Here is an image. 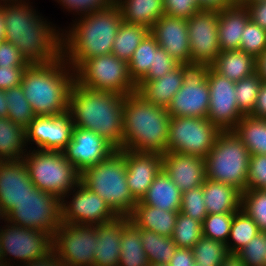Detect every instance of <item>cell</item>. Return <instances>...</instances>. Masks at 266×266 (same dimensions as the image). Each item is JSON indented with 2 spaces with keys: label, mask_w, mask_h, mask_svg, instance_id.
Masks as SVG:
<instances>
[{
  "label": "cell",
  "mask_w": 266,
  "mask_h": 266,
  "mask_svg": "<svg viewBox=\"0 0 266 266\" xmlns=\"http://www.w3.org/2000/svg\"><path fill=\"white\" fill-rule=\"evenodd\" d=\"M240 50L257 59L266 50V30L249 20L241 35Z\"/></svg>",
  "instance_id": "45"
},
{
  "label": "cell",
  "mask_w": 266,
  "mask_h": 266,
  "mask_svg": "<svg viewBox=\"0 0 266 266\" xmlns=\"http://www.w3.org/2000/svg\"><path fill=\"white\" fill-rule=\"evenodd\" d=\"M179 64L163 49L159 48L155 53L154 65H150L148 73L141 80H155L171 72Z\"/></svg>",
  "instance_id": "49"
},
{
  "label": "cell",
  "mask_w": 266,
  "mask_h": 266,
  "mask_svg": "<svg viewBox=\"0 0 266 266\" xmlns=\"http://www.w3.org/2000/svg\"><path fill=\"white\" fill-rule=\"evenodd\" d=\"M210 104L207 119L220 130H233L244 114L235 96V82L223 77L210 67L207 75Z\"/></svg>",
  "instance_id": "17"
},
{
  "label": "cell",
  "mask_w": 266,
  "mask_h": 266,
  "mask_svg": "<svg viewBox=\"0 0 266 266\" xmlns=\"http://www.w3.org/2000/svg\"><path fill=\"white\" fill-rule=\"evenodd\" d=\"M162 170L182 193L202 186L206 180L205 158L198 156L166 152L162 155Z\"/></svg>",
  "instance_id": "22"
},
{
  "label": "cell",
  "mask_w": 266,
  "mask_h": 266,
  "mask_svg": "<svg viewBox=\"0 0 266 266\" xmlns=\"http://www.w3.org/2000/svg\"><path fill=\"white\" fill-rule=\"evenodd\" d=\"M3 1V4H6L8 2H16V1H19V0H0V5L2 4L1 2ZM7 1V2H6Z\"/></svg>",
  "instance_id": "67"
},
{
  "label": "cell",
  "mask_w": 266,
  "mask_h": 266,
  "mask_svg": "<svg viewBox=\"0 0 266 266\" xmlns=\"http://www.w3.org/2000/svg\"><path fill=\"white\" fill-rule=\"evenodd\" d=\"M69 113L36 116L25 129L26 144L30 141L42 151H63L72 139L74 129Z\"/></svg>",
  "instance_id": "19"
},
{
  "label": "cell",
  "mask_w": 266,
  "mask_h": 266,
  "mask_svg": "<svg viewBox=\"0 0 266 266\" xmlns=\"http://www.w3.org/2000/svg\"><path fill=\"white\" fill-rule=\"evenodd\" d=\"M14 225L36 229L52 237L61 218V199L40 189L29 190L8 214L7 220Z\"/></svg>",
  "instance_id": "11"
},
{
  "label": "cell",
  "mask_w": 266,
  "mask_h": 266,
  "mask_svg": "<svg viewBox=\"0 0 266 266\" xmlns=\"http://www.w3.org/2000/svg\"><path fill=\"white\" fill-rule=\"evenodd\" d=\"M195 263L192 249L178 248L168 266H193Z\"/></svg>",
  "instance_id": "55"
},
{
  "label": "cell",
  "mask_w": 266,
  "mask_h": 266,
  "mask_svg": "<svg viewBox=\"0 0 266 266\" xmlns=\"http://www.w3.org/2000/svg\"><path fill=\"white\" fill-rule=\"evenodd\" d=\"M117 149L104 137L81 127H74L72 139L62 151L80 172L108 159Z\"/></svg>",
  "instance_id": "18"
},
{
  "label": "cell",
  "mask_w": 266,
  "mask_h": 266,
  "mask_svg": "<svg viewBox=\"0 0 266 266\" xmlns=\"http://www.w3.org/2000/svg\"><path fill=\"white\" fill-rule=\"evenodd\" d=\"M192 251L195 263L200 266H220L229 255L225 243L204 236L196 242Z\"/></svg>",
  "instance_id": "40"
},
{
  "label": "cell",
  "mask_w": 266,
  "mask_h": 266,
  "mask_svg": "<svg viewBox=\"0 0 266 266\" xmlns=\"http://www.w3.org/2000/svg\"><path fill=\"white\" fill-rule=\"evenodd\" d=\"M233 130L241 138L250 155H266V119L244 115Z\"/></svg>",
  "instance_id": "34"
},
{
  "label": "cell",
  "mask_w": 266,
  "mask_h": 266,
  "mask_svg": "<svg viewBox=\"0 0 266 266\" xmlns=\"http://www.w3.org/2000/svg\"><path fill=\"white\" fill-rule=\"evenodd\" d=\"M244 5L249 12L250 20L266 30V1L246 2Z\"/></svg>",
  "instance_id": "54"
},
{
  "label": "cell",
  "mask_w": 266,
  "mask_h": 266,
  "mask_svg": "<svg viewBox=\"0 0 266 266\" xmlns=\"http://www.w3.org/2000/svg\"><path fill=\"white\" fill-rule=\"evenodd\" d=\"M203 236L202 222L178 212L172 240L178 248L192 249Z\"/></svg>",
  "instance_id": "41"
},
{
  "label": "cell",
  "mask_w": 266,
  "mask_h": 266,
  "mask_svg": "<svg viewBox=\"0 0 266 266\" xmlns=\"http://www.w3.org/2000/svg\"><path fill=\"white\" fill-rule=\"evenodd\" d=\"M68 11L74 10L81 13L80 16H85L94 11L103 10L115 4V0H57Z\"/></svg>",
  "instance_id": "51"
},
{
  "label": "cell",
  "mask_w": 266,
  "mask_h": 266,
  "mask_svg": "<svg viewBox=\"0 0 266 266\" xmlns=\"http://www.w3.org/2000/svg\"><path fill=\"white\" fill-rule=\"evenodd\" d=\"M26 68L0 66V89L7 90L19 86Z\"/></svg>",
  "instance_id": "53"
},
{
  "label": "cell",
  "mask_w": 266,
  "mask_h": 266,
  "mask_svg": "<svg viewBox=\"0 0 266 266\" xmlns=\"http://www.w3.org/2000/svg\"><path fill=\"white\" fill-rule=\"evenodd\" d=\"M25 146V129L10 118L0 117V161L23 160L27 152Z\"/></svg>",
  "instance_id": "32"
},
{
  "label": "cell",
  "mask_w": 266,
  "mask_h": 266,
  "mask_svg": "<svg viewBox=\"0 0 266 266\" xmlns=\"http://www.w3.org/2000/svg\"><path fill=\"white\" fill-rule=\"evenodd\" d=\"M125 96L92 90L74 82L68 113L75 127L97 133L117 150L123 149V112Z\"/></svg>",
  "instance_id": "2"
},
{
  "label": "cell",
  "mask_w": 266,
  "mask_h": 266,
  "mask_svg": "<svg viewBox=\"0 0 266 266\" xmlns=\"http://www.w3.org/2000/svg\"><path fill=\"white\" fill-rule=\"evenodd\" d=\"M250 152L234 130H221L205 157L206 178L229 184L241 193L247 189Z\"/></svg>",
  "instance_id": "7"
},
{
  "label": "cell",
  "mask_w": 266,
  "mask_h": 266,
  "mask_svg": "<svg viewBox=\"0 0 266 266\" xmlns=\"http://www.w3.org/2000/svg\"><path fill=\"white\" fill-rule=\"evenodd\" d=\"M249 116L258 119H266V82L263 81L256 99L253 111Z\"/></svg>",
  "instance_id": "56"
},
{
  "label": "cell",
  "mask_w": 266,
  "mask_h": 266,
  "mask_svg": "<svg viewBox=\"0 0 266 266\" xmlns=\"http://www.w3.org/2000/svg\"><path fill=\"white\" fill-rule=\"evenodd\" d=\"M75 82L92 90L114 92L126 96L136 92L128 62L114 54L84 60L75 70Z\"/></svg>",
  "instance_id": "9"
},
{
  "label": "cell",
  "mask_w": 266,
  "mask_h": 266,
  "mask_svg": "<svg viewBox=\"0 0 266 266\" xmlns=\"http://www.w3.org/2000/svg\"><path fill=\"white\" fill-rule=\"evenodd\" d=\"M259 232V228L254 220L239 209L234 214L228 242L226 244L229 254H236L246 246L253 237L259 234ZM229 239L233 242L231 240L229 242Z\"/></svg>",
  "instance_id": "38"
},
{
  "label": "cell",
  "mask_w": 266,
  "mask_h": 266,
  "mask_svg": "<svg viewBox=\"0 0 266 266\" xmlns=\"http://www.w3.org/2000/svg\"><path fill=\"white\" fill-rule=\"evenodd\" d=\"M170 118L166 108L146 101L137 92L126 95L123 149L164 155L167 152Z\"/></svg>",
  "instance_id": "5"
},
{
  "label": "cell",
  "mask_w": 266,
  "mask_h": 266,
  "mask_svg": "<svg viewBox=\"0 0 266 266\" xmlns=\"http://www.w3.org/2000/svg\"><path fill=\"white\" fill-rule=\"evenodd\" d=\"M149 266H168V264H161V263H150Z\"/></svg>",
  "instance_id": "66"
},
{
  "label": "cell",
  "mask_w": 266,
  "mask_h": 266,
  "mask_svg": "<svg viewBox=\"0 0 266 266\" xmlns=\"http://www.w3.org/2000/svg\"><path fill=\"white\" fill-rule=\"evenodd\" d=\"M20 266H66L52 250L48 255Z\"/></svg>",
  "instance_id": "57"
},
{
  "label": "cell",
  "mask_w": 266,
  "mask_h": 266,
  "mask_svg": "<svg viewBox=\"0 0 266 266\" xmlns=\"http://www.w3.org/2000/svg\"><path fill=\"white\" fill-rule=\"evenodd\" d=\"M126 159V179L133 198L139 202L162 171V155L118 149Z\"/></svg>",
  "instance_id": "20"
},
{
  "label": "cell",
  "mask_w": 266,
  "mask_h": 266,
  "mask_svg": "<svg viewBox=\"0 0 266 266\" xmlns=\"http://www.w3.org/2000/svg\"><path fill=\"white\" fill-rule=\"evenodd\" d=\"M160 47L155 38L149 33L134 51L128 61V70L131 80L137 84L154 65L155 53Z\"/></svg>",
  "instance_id": "37"
},
{
  "label": "cell",
  "mask_w": 266,
  "mask_h": 266,
  "mask_svg": "<svg viewBox=\"0 0 266 266\" xmlns=\"http://www.w3.org/2000/svg\"><path fill=\"white\" fill-rule=\"evenodd\" d=\"M150 33L144 26L122 22L114 39L111 53L127 62L143 39Z\"/></svg>",
  "instance_id": "35"
},
{
  "label": "cell",
  "mask_w": 266,
  "mask_h": 266,
  "mask_svg": "<svg viewBox=\"0 0 266 266\" xmlns=\"http://www.w3.org/2000/svg\"><path fill=\"white\" fill-rule=\"evenodd\" d=\"M80 182L98 194L118 215L128 217L137 201L126 179V159L117 150L103 162L85 169Z\"/></svg>",
  "instance_id": "6"
},
{
  "label": "cell",
  "mask_w": 266,
  "mask_h": 266,
  "mask_svg": "<svg viewBox=\"0 0 266 266\" xmlns=\"http://www.w3.org/2000/svg\"><path fill=\"white\" fill-rule=\"evenodd\" d=\"M208 214L236 213L241 205V192L229 184L206 178L202 185Z\"/></svg>",
  "instance_id": "28"
},
{
  "label": "cell",
  "mask_w": 266,
  "mask_h": 266,
  "mask_svg": "<svg viewBox=\"0 0 266 266\" xmlns=\"http://www.w3.org/2000/svg\"><path fill=\"white\" fill-rule=\"evenodd\" d=\"M5 39V23L2 15V9L0 8V41Z\"/></svg>",
  "instance_id": "62"
},
{
  "label": "cell",
  "mask_w": 266,
  "mask_h": 266,
  "mask_svg": "<svg viewBox=\"0 0 266 266\" xmlns=\"http://www.w3.org/2000/svg\"><path fill=\"white\" fill-rule=\"evenodd\" d=\"M233 5L235 4H245L246 0H229Z\"/></svg>",
  "instance_id": "64"
},
{
  "label": "cell",
  "mask_w": 266,
  "mask_h": 266,
  "mask_svg": "<svg viewBox=\"0 0 266 266\" xmlns=\"http://www.w3.org/2000/svg\"><path fill=\"white\" fill-rule=\"evenodd\" d=\"M234 214H208L202 222L203 236L227 244Z\"/></svg>",
  "instance_id": "44"
},
{
  "label": "cell",
  "mask_w": 266,
  "mask_h": 266,
  "mask_svg": "<svg viewBox=\"0 0 266 266\" xmlns=\"http://www.w3.org/2000/svg\"><path fill=\"white\" fill-rule=\"evenodd\" d=\"M231 5L229 0H200V9L222 10Z\"/></svg>",
  "instance_id": "58"
},
{
  "label": "cell",
  "mask_w": 266,
  "mask_h": 266,
  "mask_svg": "<svg viewBox=\"0 0 266 266\" xmlns=\"http://www.w3.org/2000/svg\"><path fill=\"white\" fill-rule=\"evenodd\" d=\"M183 85L181 64L163 77L155 80H140L136 84V92L146 101L163 108L170 105L174 95Z\"/></svg>",
  "instance_id": "26"
},
{
  "label": "cell",
  "mask_w": 266,
  "mask_h": 266,
  "mask_svg": "<svg viewBox=\"0 0 266 266\" xmlns=\"http://www.w3.org/2000/svg\"><path fill=\"white\" fill-rule=\"evenodd\" d=\"M220 266H246L236 254H229Z\"/></svg>",
  "instance_id": "60"
},
{
  "label": "cell",
  "mask_w": 266,
  "mask_h": 266,
  "mask_svg": "<svg viewBox=\"0 0 266 266\" xmlns=\"http://www.w3.org/2000/svg\"><path fill=\"white\" fill-rule=\"evenodd\" d=\"M0 229L2 266H13L6 257L13 256L24 264L48 255L52 250V236L36 229L24 228L7 221ZM10 223V224H9ZM9 254V255H8Z\"/></svg>",
  "instance_id": "14"
},
{
  "label": "cell",
  "mask_w": 266,
  "mask_h": 266,
  "mask_svg": "<svg viewBox=\"0 0 266 266\" xmlns=\"http://www.w3.org/2000/svg\"><path fill=\"white\" fill-rule=\"evenodd\" d=\"M126 23L141 25L149 30L164 14V0H115Z\"/></svg>",
  "instance_id": "30"
},
{
  "label": "cell",
  "mask_w": 266,
  "mask_h": 266,
  "mask_svg": "<svg viewBox=\"0 0 266 266\" xmlns=\"http://www.w3.org/2000/svg\"><path fill=\"white\" fill-rule=\"evenodd\" d=\"M74 82V70L61 58L49 64H29L20 85L36 116H54L68 113Z\"/></svg>",
  "instance_id": "4"
},
{
  "label": "cell",
  "mask_w": 266,
  "mask_h": 266,
  "mask_svg": "<svg viewBox=\"0 0 266 266\" xmlns=\"http://www.w3.org/2000/svg\"><path fill=\"white\" fill-rule=\"evenodd\" d=\"M240 209L254 220L260 232H266V190L246 189L241 193Z\"/></svg>",
  "instance_id": "42"
},
{
  "label": "cell",
  "mask_w": 266,
  "mask_h": 266,
  "mask_svg": "<svg viewBox=\"0 0 266 266\" xmlns=\"http://www.w3.org/2000/svg\"><path fill=\"white\" fill-rule=\"evenodd\" d=\"M35 189L23 160L0 161V204L6 215Z\"/></svg>",
  "instance_id": "23"
},
{
  "label": "cell",
  "mask_w": 266,
  "mask_h": 266,
  "mask_svg": "<svg viewBox=\"0 0 266 266\" xmlns=\"http://www.w3.org/2000/svg\"><path fill=\"white\" fill-rule=\"evenodd\" d=\"M182 192L162 170L153 180L145 196L139 201L165 211H180Z\"/></svg>",
  "instance_id": "29"
},
{
  "label": "cell",
  "mask_w": 266,
  "mask_h": 266,
  "mask_svg": "<svg viewBox=\"0 0 266 266\" xmlns=\"http://www.w3.org/2000/svg\"><path fill=\"white\" fill-rule=\"evenodd\" d=\"M0 117L8 118V105L5 97V90L0 89Z\"/></svg>",
  "instance_id": "61"
},
{
  "label": "cell",
  "mask_w": 266,
  "mask_h": 266,
  "mask_svg": "<svg viewBox=\"0 0 266 266\" xmlns=\"http://www.w3.org/2000/svg\"><path fill=\"white\" fill-rule=\"evenodd\" d=\"M258 75L266 82V50L256 59Z\"/></svg>",
  "instance_id": "59"
},
{
  "label": "cell",
  "mask_w": 266,
  "mask_h": 266,
  "mask_svg": "<svg viewBox=\"0 0 266 266\" xmlns=\"http://www.w3.org/2000/svg\"><path fill=\"white\" fill-rule=\"evenodd\" d=\"M29 63L12 43L2 41L0 45V66L27 67Z\"/></svg>",
  "instance_id": "52"
},
{
  "label": "cell",
  "mask_w": 266,
  "mask_h": 266,
  "mask_svg": "<svg viewBox=\"0 0 266 266\" xmlns=\"http://www.w3.org/2000/svg\"><path fill=\"white\" fill-rule=\"evenodd\" d=\"M122 22L121 11L116 4L81 16L77 24L74 23L69 31L62 34L65 62L75 70L84 60L111 54Z\"/></svg>",
  "instance_id": "3"
},
{
  "label": "cell",
  "mask_w": 266,
  "mask_h": 266,
  "mask_svg": "<svg viewBox=\"0 0 266 266\" xmlns=\"http://www.w3.org/2000/svg\"><path fill=\"white\" fill-rule=\"evenodd\" d=\"M179 211H165L137 202L132 213L128 216L130 221L139 229H145L162 236L172 237Z\"/></svg>",
  "instance_id": "27"
},
{
  "label": "cell",
  "mask_w": 266,
  "mask_h": 266,
  "mask_svg": "<svg viewBox=\"0 0 266 266\" xmlns=\"http://www.w3.org/2000/svg\"><path fill=\"white\" fill-rule=\"evenodd\" d=\"M52 246L66 266H93L97 246L96 225L61 223L52 237Z\"/></svg>",
  "instance_id": "13"
},
{
  "label": "cell",
  "mask_w": 266,
  "mask_h": 266,
  "mask_svg": "<svg viewBox=\"0 0 266 266\" xmlns=\"http://www.w3.org/2000/svg\"><path fill=\"white\" fill-rule=\"evenodd\" d=\"M160 48L178 64L190 63L187 19L163 15L150 29Z\"/></svg>",
  "instance_id": "21"
},
{
  "label": "cell",
  "mask_w": 266,
  "mask_h": 266,
  "mask_svg": "<svg viewBox=\"0 0 266 266\" xmlns=\"http://www.w3.org/2000/svg\"><path fill=\"white\" fill-rule=\"evenodd\" d=\"M0 219H3L4 222H6V220H7V215H6L5 211L3 210L1 204H0Z\"/></svg>",
  "instance_id": "63"
},
{
  "label": "cell",
  "mask_w": 266,
  "mask_h": 266,
  "mask_svg": "<svg viewBox=\"0 0 266 266\" xmlns=\"http://www.w3.org/2000/svg\"><path fill=\"white\" fill-rule=\"evenodd\" d=\"M262 82L263 79L257 72L235 82L234 94L238 108L244 115H249L253 111Z\"/></svg>",
  "instance_id": "43"
},
{
  "label": "cell",
  "mask_w": 266,
  "mask_h": 266,
  "mask_svg": "<svg viewBox=\"0 0 266 266\" xmlns=\"http://www.w3.org/2000/svg\"><path fill=\"white\" fill-rule=\"evenodd\" d=\"M218 15L219 10L200 9L187 19L190 62L211 66L216 61L220 53Z\"/></svg>",
  "instance_id": "16"
},
{
  "label": "cell",
  "mask_w": 266,
  "mask_h": 266,
  "mask_svg": "<svg viewBox=\"0 0 266 266\" xmlns=\"http://www.w3.org/2000/svg\"><path fill=\"white\" fill-rule=\"evenodd\" d=\"M118 266H149L141 243V232L131 221L123 228Z\"/></svg>",
  "instance_id": "33"
},
{
  "label": "cell",
  "mask_w": 266,
  "mask_h": 266,
  "mask_svg": "<svg viewBox=\"0 0 266 266\" xmlns=\"http://www.w3.org/2000/svg\"><path fill=\"white\" fill-rule=\"evenodd\" d=\"M72 190L74 194L71 201L61 199L63 224L99 225L119 217L105 200L81 182Z\"/></svg>",
  "instance_id": "15"
},
{
  "label": "cell",
  "mask_w": 266,
  "mask_h": 266,
  "mask_svg": "<svg viewBox=\"0 0 266 266\" xmlns=\"http://www.w3.org/2000/svg\"><path fill=\"white\" fill-rule=\"evenodd\" d=\"M249 20V12L244 4H235L219 10L220 52L240 49L241 35Z\"/></svg>",
  "instance_id": "25"
},
{
  "label": "cell",
  "mask_w": 266,
  "mask_h": 266,
  "mask_svg": "<svg viewBox=\"0 0 266 266\" xmlns=\"http://www.w3.org/2000/svg\"><path fill=\"white\" fill-rule=\"evenodd\" d=\"M5 97L8 105V118L16 125L26 129L36 115L27 101L21 85L5 90Z\"/></svg>",
  "instance_id": "39"
},
{
  "label": "cell",
  "mask_w": 266,
  "mask_h": 266,
  "mask_svg": "<svg viewBox=\"0 0 266 266\" xmlns=\"http://www.w3.org/2000/svg\"><path fill=\"white\" fill-rule=\"evenodd\" d=\"M236 255L246 266H266V232H259Z\"/></svg>",
  "instance_id": "46"
},
{
  "label": "cell",
  "mask_w": 266,
  "mask_h": 266,
  "mask_svg": "<svg viewBox=\"0 0 266 266\" xmlns=\"http://www.w3.org/2000/svg\"><path fill=\"white\" fill-rule=\"evenodd\" d=\"M181 213L203 222L208 215L202 186L184 191L181 198Z\"/></svg>",
  "instance_id": "47"
},
{
  "label": "cell",
  "mask_w": 266,
  "mask_h": 266,
  "mask_svg": "<svg viewBox=\"0 0 266 266\" xmlns=\"http://www.w3.org/2000/svg\"><path fill=\"white\" fill-rule=\"evenodd\" d=\"M142 247L149 263L168 264L177 249L172 237L140 229Z\"/></svg>",
  "instance_id": "36"
},
{
  "label": "cell",
  "mask_w": 266,
  "mask_h": 266,
  "mask_svg": "<svg viewBox=\"0 0 266 266\" xmlns=\"http://www.w3.org/2000/svg\"><path fill=\"white\" fill-rule=\"evenodd\" d=\"M24 1L0 5L5 23L4 41L16 46L29 64H49L63 58L64 32L50 26Z\"/></svg>",
  "instance_id": "1"
},
{
  "label": "cell",
  "mask_w": 266,
  "mask_h": 266,
  "mask_svg": "<svg viewBox=\"0 0 266 266\" xmlns=\"http://www.w3.org/2000/svg\"><path fill=\"white\" fill-rule=\"evenodd\" d=\"M23 162L35 187L60 199L70 196L72 189L80 183L81 173L61 151L29 150Z\"/></svg>",
  "instance_id": "8"
},
{
  "label": "cell",
  "mask_w": 266,
  "mask_h": 266,
  "mask_svg": "<svg viewBox=\"0 0 266 266\" xmlns=\"http://www.w3.org/2000/svg\"><path fill=\"white\" fill-rule=\"evenodd\" d=\"M211 67L234 82L257 72L256 58L240 49L220 52Z\"/></svg>",
  "instance_id": "31"
},
{
  "label": "cell",
  "mask_w": 266,
  "mask_h": 266,
  "mask_svg": "<svg viewBox=\"0 0 266 266\" xmlns=\"http://www.w3.org/2000/svg\"><path fill=\"white\" fill-rule=\"evenodd\" d=\"M2 253H3V249H2L1 238H0V266H2Z\"/></svg>",
  "instance_id": "65"
},
{
  "label": "cell",
  "mask_w": 266,
  "mask_h": 266,
  "mask_svg": "<svg viewBox=\"0 0 266 266\" xmlns=\"http://www.w3.org/2000/svg\"><path fill=\"white\" fill-rule=\"evenodd\" d=\"M220 131L207 118L171 117L167 152L205 158L211 151Z\"/></svg>",
  "instance_id": "12"
},
{
  "label": "cell",
  "mask_w": 266,
  "mask_h": 266,
  "mask_svg": "<svg viewBox=\"0 0 266 266\" xmlns=\"http://www.w3.org/2000/svg\"><path fill=\"white\" fill-rule=\"evenodd\" d=\"M210 67L206 63L181 64L183 85L167 107L171 117H207L210 104L207 75Z\"/></svg>",
  "instance_id": "10"
},
{
  "label": "cell",
  "mask_w": 266,
  "mask_h": 266,
  "mask_svg": "<svg viewBox=\"0 0 266 266\" xmlns=\"http://www.w3.org/2000/svg\"><path fill=\"white\" fill-rule=\"evenodd\" d=\"M129 222V217L119 216L108 223L96 225L97 246L93 266H118L123 228Z\"/></svg>",
  "instance_id": "24"
},
{
  "label": "cell",
  "mask_w": 266,
  "mask_h": 266,
  "mask_svg": "<svg viewBox=\"0 0 266 266\" xmlns=\"http://www.w3.org/2000/svg\"><path fill=\"white\" fill-rule=\"evenodd\" d=\"M247 189L266 190V155H250Z\"/></svg>",
  "instance_id": "48"
},
{
  "label": "cell",
  "mask_w": 266,
  "mask_h": 266,
  "mask_svg": "<svg viewBox=\"0 0 266 266\" xmlns=\"http://www.w3.org/2000/svg\"><path fill=\"white\" fill-rule=\"evenodd\" d=\"M200 10V0H164L165 15L188 19Z\"/></svg>",
  "instance_id": "50"
},
{
  "label": "cell",
  "mask_w": 266,
  "mask_h": 266,
  "mask_svg": "<svg viewBox=\"0 0 266 266\" xmlns=\"http://www.w3.org/2000/svg\"><path fill=\"white\" fill-rule=\"evenodd\" d=\"M266 0H246V2H264Z\"/></svg>",
  "instance_id": "68"
}]
</instances>
